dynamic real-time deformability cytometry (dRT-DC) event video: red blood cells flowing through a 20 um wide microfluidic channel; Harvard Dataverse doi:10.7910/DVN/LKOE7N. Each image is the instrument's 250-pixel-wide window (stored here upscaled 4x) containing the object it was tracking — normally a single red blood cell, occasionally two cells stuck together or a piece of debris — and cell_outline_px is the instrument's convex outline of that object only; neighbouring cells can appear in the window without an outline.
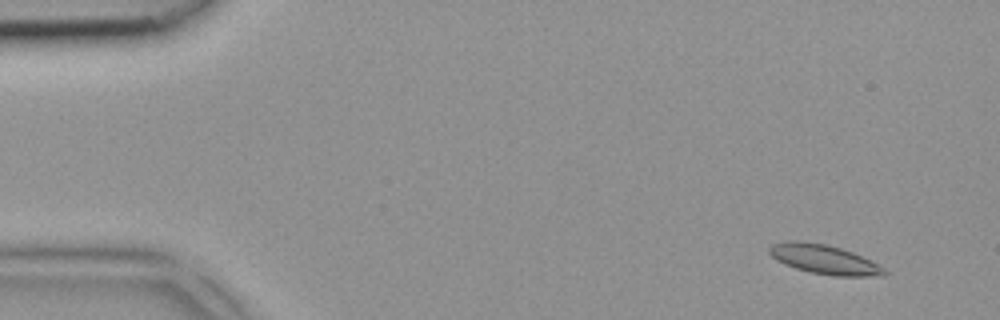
{"species": "common noctule bat (a hibernating species)", "species_latin": "Nyctalus noctula", "temperature_condition": "room temperature", "stored_images_in_passage": 4, "camera_frame_rate_fps": 3000, "um_per_image_px": 0.085, "animal": {"sex": "female", "body_mass_g": 18.4}, "frame": {"image": 1, "passage_image": 1, "time_ms": 0.0, "image_size_px": [1000, 320], "cell_outline_px": [[888, 272], [884, 276], [836, 276], [812, 272], [796, 268], [784, 264], [776, 260], [768, 252], [768, 248], [772, 244], [788, 240], [804, 240], [828, 244], [852, 252], [884, 268]], "centroid_in_image_um": [70.01, 22.03], "position_along_channel_um": 15.0, "area_um2": 19.65}}
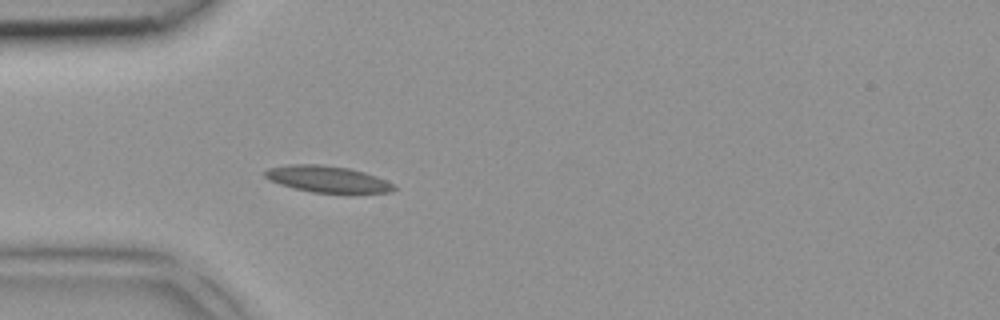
{"frame": {"image": 2, "passage_image": 4, "time_ms": 1.0, "image_size_px": [1000, 320], "cell_outline_px": [[396, 188], [392, 192], [348, 196], [312, 192], [280, 184], [268, 180], [264, 176], [264, 172], [268, 168], [292, 164], [320, 164], [348, 168], [364, 172], [376, 176], [396, 184]], "centroid_in_image_um": [27.94, 15.28], "position_along_channel_um": 57.1, "area_um2": 20.81}}